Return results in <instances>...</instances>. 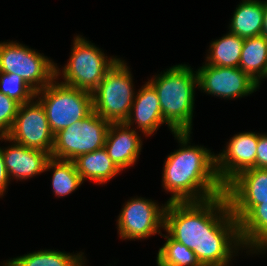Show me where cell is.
I'll return each mask as SVG.
<instances>
[{
	"mask_svg": "<svg viewBox=\"0 0 267 266\" xmlns=\"http://www.w3.org/2000/svg\"><path fill=\"white\" fill-rule=\"evenodd\" d=\"M163 230L192 250L201 266H229L244 250L225 193L202 201L167 202Z\"/></svg>",
	"mask_w": 267,
	"mask_h": 266,
	"instance_id": "1",
	"label": "cell"
},
{
	"mask_svg": "<svg viewBox=\"0 0 267 266\" xmlns=\"http://www.w3.org/2000/svg\"><path fill=\"white\" fill-rule=\"evenodd\" d=\"M192 133H172L180 147L164 162L162 187L171 193L167 202L202 201L224 193L216 171V154L202 145H190Z\"/></svg>",
	"mask_w": 267,
	"mask_h": 266,
	"instance_id": "2",
	"label": "cell"
},
{
	"mask_svg": "<svg viewBox=\"0 0 267 266\" xmlns=\"http://www.w3.org/2000/svg\"><path fill=\"white\" fill-rule=\"evenodd\" d=\"M165 70L148 79L157 91L162 117L176 132H192L197 72L182 63Z\"/></svg>",
	"mask_w": 267,
	"mask_h": 266,
	"instance_id": "3",
	"label": "cell"
},
{
	"mask_svg": "<svg viewBox=\"0 0 267 266\" xmlns=\"http://www.w3.org/2000/svg\"><path fill=\"white\" fill-rule=\"evenodd\" d=\"M119 59L107 57L94 43L76 35L67 64L61 69L55 63V78L62 75L61 83L92 93Z\"/></svg>",
	"mask_w": 267,
	"mask_h": 266,
	"instance_id": "4",
	"label": "cell"
},
{
	"mask_svg": "<svg viewBox=\"0 0 267 266\" xmlns=\"http://www.w3.org/2000/svg\"><path fill=\"white\" fill-rule=\"evenodd\" d=\"M134 90L130 67L119 59L92 92L93 111L110 122H125L135 99Z\"/></svg>",
	"mask_w": 267,
	"mask_h": 266,
	"instance_id": "5",
	"label": "cell"
},
{
	"mask_svg": "<svg viewBox=\"0 0 267 266\" xmlns=\"http://www.w3.org/2000/svg\"><path fill=\"white\" fill-rule=\"evenodd\" d=\"M35 97L43 105L53 134L84 119L93 111L92 93L54 79Z\"/></svg>",
	"mask_w": 267,
	"mask_h": 266,
	"instance_id": "6",
	"label": "cell"
},
{
	"mask_svg": "<svg viewBox=\"0 0 267 266\" xmlns=\"http://www.w3.org/2000/svg\"><path fill=\"white\" fill-rule=\"evenodd\" d=\"M0 72L16 74L35 92L55 79V63L25 44L0 42Z\"/></svg>",
	"mask_w": 267,
	"mask_h": 266,
	"instance_id": "7",
	"label": "cell"
},
{
	"mask_svg": "<svg viewBox=\"0 0 267 266\" xmlns=\"http://www.w3.org/2000/svg\"><path fill=\"white\" fill-rule=\"evenodd\" d=\"M111 122L92 111L87 117L54 134L51 157L73 161L104 147Z\"/></svg>",
	"mask_w": 267,
	"mask_h": 266,
	"instance_id": "8",
	"label": "cell"
},
{
	"mask_svg": "<svg viewBox=\"0 0 267 266\" xmlns=\"http://www.w3.org/2000/svg\"><path fill=\"white\" fill-rule=\"evenodd\" d=\"M166 205L167 201L159 205L155 200L139 196L129 199L116 220L120 239L135 241L148 239L157 233L161 235Z\"/></svg>",
	"mask_w": 267,
	"mask_h": 266,
	"instance_id": "9",
	"label": "cell"
},
{
	"mask_svg": "<svg viewBox=\"0 0 267 266\" xmlns=\"http://www.w3.org/2000/svg\"><path fill=\"white\" fill-rule=\"evenodd\" d=\"M36 99L34 97L30 102L20 104L16 118L6 137L17 144L39 149L51 155L54 134L43 105Z\"/></svg>",
	"mask_w": 267,
	"mask_h": 266,
	"instance_id": "10",
	"label": "cell"
},
{
	"mask_svg": "<svg viewBox=\"0 0 267 266\" xmlns=\"http://www.w3.org/2000/svg\"><path fill=\"white\" fill-rule=\"evenodd\" d=\"M196 72L201 92L227 100L248 96L260 87L239 67L226 68L203 63Z\"/></svg>",
	"mask_w": 267,
	"mask_h": 266,
	"instance_id": "11",
	"label": "cell"
},
{
	"mask_svg": "<svg viewBox=\"0 0 267 266\" xmlns=\"http://www.w3.org/2000/svg\"><path fill=\"white\" fill-rule=\"evenodd\" d=\"M231 213L238 223L267 198V169L250 168L234 177L224 189Z\"/></svg>",
	"mask_w": 267,
	"mask_h": 266,
	"instance_id": "12",
	"label": "cell"
},
{
	"mask_svg": "<svg viewBox=\"0 0 267 266\" xmlns=\"http://www.w3.org/2000/svg\"><path fill=\"white\" fill-rule=\"evenodd\" d=\"M258 133H237L229 139L225 149L216 154V171L225 187L239 173L256 168Z\"/></svg>",
	"mask_w": 267,
	"mask_h": 266,
	"instance_id": "13",
	"label": "cell"
},
{
	"mask_svg": "<svg viewBox=\"0 0 267 266\" xmlns=\"http://www.w3.org/2000/svg\"><path fill=\"white\" fill-rule=\"evenodd\" d=\"M0 140L10 143L8 147H1L10 181L27 180L45 172L46 164L51 158L49 153L17 144L6 136H0Z\"/></svg>",
	"mask_w": 267,
	"mask_h": 266,
	"instance_id": "14",
	"label": "cell"
},
{
	"mask_svg": "<svg viewBox=\"0 0 267 266\" xmlns=\"http://www.w3.org/2000/svg\"><path fill=\"white\" fill-rule=\"evenodd\" d=\"M143 141L135 128L125 122H111L104 148L114 164L121 170L135 165L141 154Z\"/></svg>",
	"mask_w": 267,
	"mask_h": 266,
	"instance_id": "15",
	"label": "cell"
},
{
	"mask_svg": "<svg viewBox=\"0 0 267 266\" xmlns=\"http://www.w3.org/2000/svg\"><path fill=\"white\" fill-rule=\"evenodd\" d=\"M125 123L128 126L132 125V127L137 124L136 129H139L145 137L154 135V132L165 123L172 133L176 132L163 119L157 91L148 81L136 92L130 114Z\"/></svg>",
	"mask_w": 267,
	"mask_h": 266,
	"instance_id": "16",
	"label": "cell"
},
{
	"mask_svg": "<svg viewBox=\"0 0 267 266\" xmlns=\"http://www.w3.org/2000/svg\"><path fill=\"white\" fill-rule=\"evenodd\" d=\"M239 237L246 254H264L267 250V198L256 205L239 223ZM264 251V252H263Z\"/></svg>",
	"mask_w": 267,
	"mask_h": 266,
	"instance_id": "17",
	"label": "cell"
},
{
	"mask_svg": "<svg viewBox=\"0 0 267 266\" xmlns=\"http://www.w3.org/2000/svg\"><path fill=\"white\" fill-rule=\"evenodd\" d=\"M73 162L83 182L88 179L102 185L122 172L114 164L104 147L80 155Z\"/></svg>",
	"mask_w": 267,
	"mask_h": 266,
	"instance_id": "18",
	"label": "cell"
},
{
	"mask_svg": "<svg viewBox=\"0 0 267 266\" xmlns=\"http://www.w3.org/2000/svg\"><path fill=\"white\" fill-rule=\"evenodd\" d=\"M265 0H242L231 18L229 31L242 38L262 35Z\"/></svg>",
	"mask_w": 267,
	"mask_h": 266,
	"instance_id": "19",
	"label": "cell"
},
{
	"mask_svg": "<svg viewBox=\"0 0 267 266\" xmlns=\"http://www.w3.org/2000/svg\"><path fill=\"white\" fill-rule=\"evenodd\" d=\"M239 68L259 86L267 78V38L264 35L244 38Z\"/></svg>",
	"mask_w": 267,
	"mask_h": 266,
	"instance_id": "20",
	"label": "cell"
},
{
	"mask_svg": "<svg viewBox=\"0 0 267 266\" xmlns=\"http://www.w3.org/2000/svg\"><path fill=\"white\" fill-rule=\"evenodd\" d=\"M84 252L70 254L67 252L42 249L8 259L2 266H85L87 260Z\"/></svg>",
	"mask_w": 267,
	"mask_h": 266,
	"instance_id": "21",
	"label": "cell"
},
{
	"mask_svg": "<svg viewBox=\"0 0 267 266\" xmlns=\"http://www.w3.org/2000/svg\"><path fill=\"white\" fill-rule=\"evenodd\" d=\"M244 38L231 33L211 41L205 64L219 67H239Z\"/></svg>",
	"mask_w": 267,
	"mask_h": 266,
	"instance_id": "22",
	"label": "cell"
},
{
	"mask_svg": "<svg viewBox=\"0 0 267 266\" xmlns=\"http://www.w3.org/2000/svg\"><path fill=\"white\" fill-rule=\"evenodd\" d=\"M53 171L52 189L55 196L65 197L76 191L83 182L73 161L50 158L45 171Z\"/></svg>",
	"mask_w": 267,
	"mask_h": 266,
	"instance_id": "23",
	"label": "cell"
},
{
	"mask_svg": "<svg viewBox=\"0 0 267 266\" xmlns=\"http://www.w3.org/2000/svg\"><path fill=\"white\" fill-rule=\"evenodd\" d=\"M163 236L166 242L157 253V266H201L195 253L182 243L172 239L168 234Z\"/></svg>",
	"mask_w": 267,
	"mask_h": 266,
	"instance_id": "24",
	"label": "cell"
},
{
	"mask_svg": "<svg viewBox=\"0 0 267 266\" xmlns=\"http://www.w3.org/2000/svg\"><path fill=\"white\" fill-rule=\"evenodd\" d=\"M0 92L20 104L30 102L35 97V91L16 74L0 72Z\"/></svg>",
	"mask_w": 267,
	"mask_h": 266,
	"instance_id": "25",
	"label": "cell"
},
{
	"mask_svg": "<svg viewBox=\"0 0 267 266\" xmlns=\"http://www.w3.org/2000/svg\"><path fill=\"white\" fill-rule=\"evenodd\" d=\"M20 103L0 92V136H6L16 118Z\"/></svg>",
	"mask_w": 267,
	"mask_h": 266,
	"instance_id": "26",
	"label": "cell"
},
{
	"mask_svg": "<svg viewBox=\"0 0 267 266\" xmlns=\"http://www.w3.org/2000/svg\"><path fill=\"white\" fill-rule=\"evenodd\" d=\"M256 168L267 169V133H258Z\"/></svg>",
	"mask_w": 267,
	"mask_h": 266,
	"instance_id": "27",
	"label": "cell"
},
{
	"mask_svg": "<svg viewBox=\"0 0 267 266\" xmlns=\"http://www.w3.org/2000/svg\"><path fill=\"white\" fill-rule=\"evenodd\" d=\"M9 183L10 179L5 167L2 149L0 147V197H3L4 193H6V189L8 188Z\"/></svg>",
	"mask_w": 267,
	"mask_h": 266,
	"instance_id": "28",
	"label": "cell"
},
{
	"mask_svg": "<svg viewBox=\"0 0 267 266\" xmlns=\"http://www.w3.org/2000/svg\"><path fill=\"white\" fill-rule=\"evenodd\" d=\"M262 35H264L267 38V0H265V10H264Z\"/></svg>",
	"mask_w": 267,
	"mask_h": 266,
	"instance_id": "29",
	"label": "cell"
}]
</instances>
